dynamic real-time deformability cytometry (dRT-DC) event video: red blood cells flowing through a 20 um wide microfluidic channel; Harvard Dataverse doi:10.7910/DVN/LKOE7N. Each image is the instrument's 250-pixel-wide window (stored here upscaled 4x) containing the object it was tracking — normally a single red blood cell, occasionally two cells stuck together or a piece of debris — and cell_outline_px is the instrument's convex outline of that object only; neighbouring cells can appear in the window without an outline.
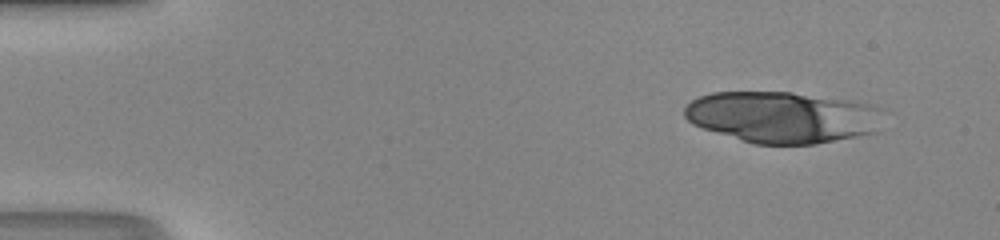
{"species": "human", "species_latin": "Homo sapiens", "temperature_condition": "room temperature", "stored_images_in_passage": 17, "camera_frame_rate_fps": 3000, "um_per_image_px": 0.085, "donor": {"sex": "male"}, "frame": {"image": 1, "passage_image": 5, "time_ms": 1.333, "image_size_px": [1000, 240], "cell_outline_px": [[884, 108], [880, 132], [816, 144], [756, 144], [704, 128], [692, 124], [684, 116], [684, 108], [692, 100], [700, 96], [712, 92], [792, 92], [848, 100], [868, 104]], "centroid_in_image_um": [66.59, 9.95], "position_along_channel_um": 18.4, "area_um2": 59.82}}